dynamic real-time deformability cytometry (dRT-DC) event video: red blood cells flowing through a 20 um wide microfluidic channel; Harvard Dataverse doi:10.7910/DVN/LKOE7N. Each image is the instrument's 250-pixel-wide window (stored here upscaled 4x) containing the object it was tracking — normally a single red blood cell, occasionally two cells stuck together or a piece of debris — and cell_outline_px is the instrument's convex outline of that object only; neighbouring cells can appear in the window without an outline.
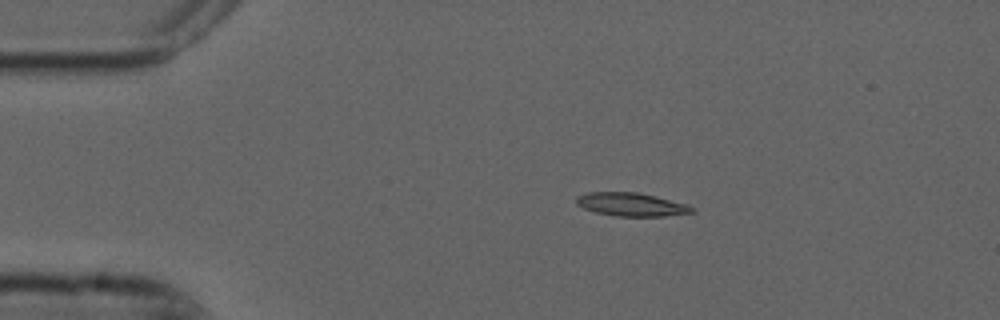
{"species": "common noctule bat (a hibernating species)", "species_latin": "Nyctalus noctula", "temperature_condition": "cold", "stored_images_in_passage": 4, "camera_frame_rate_fps": 3000, "um_per_image_px": 0.085, "animal": {"sex": "male", "forearm_length_mm": 52.5}, "frame": {"image": 1, "passage_image": 3, "time_ms": 0.667, "image_size_px": [1000, 320], "cell_outline_px": [[696, 212], [664, 216], [616, 216], [596, 212], [584, 208], [576, 204], [576, 196], [588, 192], [636, 192], [656, 196], [688, 204], [696, 208]], "centroid_in_image_um": [53.7, 17.37], "position_along_channel_um": 31.3, "area_um2": 15.84}}